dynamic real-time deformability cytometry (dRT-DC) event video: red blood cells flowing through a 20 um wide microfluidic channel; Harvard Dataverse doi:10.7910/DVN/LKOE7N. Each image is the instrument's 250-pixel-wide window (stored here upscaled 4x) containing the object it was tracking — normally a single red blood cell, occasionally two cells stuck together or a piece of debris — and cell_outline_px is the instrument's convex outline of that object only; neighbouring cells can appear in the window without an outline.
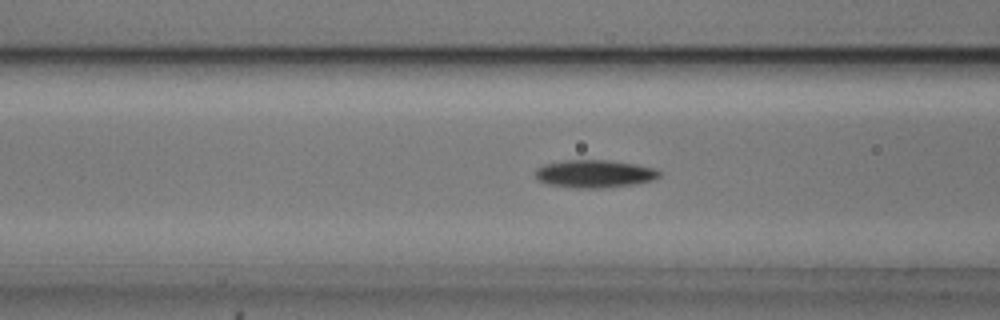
{"species": "common noctule bat (a hibernating species)", "species_latin": "Nyctalus noctula", "temperature_condition": "cold", "stored_images_in_passage": 55, "camera_frame_rate_fps": 3000, "um_per_image_px": 0.085, "animal": {"sex": "male", "body_mass_g": 20.5, "forearm_length_mm": 52.5}, "frame": {"image": 1, "passage_image": 21, "time_ms": 6.667, "image_size_px": [1000, 320], "cell_outline_px": [[660, 176], [652, 180], [604, 188], [576, 188], [548, 184], [540, 180], [536, 176], [536, 168], [544, 164], [564, 160], [608, 160], [636, 164], [656, 168], [660, 172]], "centroid_in_image_um": [50.53, 14.76], "position_along_channel_um": 116.1, "area_um2": 19.88}}
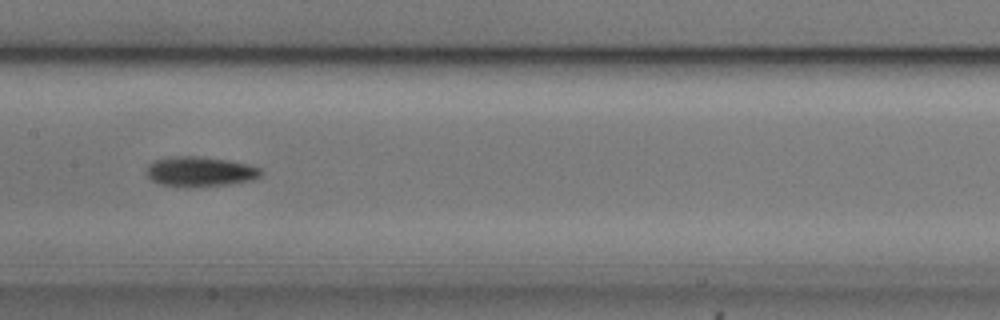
{"frame": {"image": 2, "passage_image": 27, "time_ms": 8.667, "image_size_px": [1000, 320], "cell_outline_px": [[264, 172], [260, 176], [252, 180], [228, 184], [200, 188], [184, 188], [160, 184], [152, 180], [144, 172], [148, 164], [152, 160], [168, 156], [200, 156], [228, 160], [248, 164], [260, 168]], "centroid_in_image_um": [16.96, 14.59], "position_along_channel_um": 190.4, "area_um2": 20.63}}
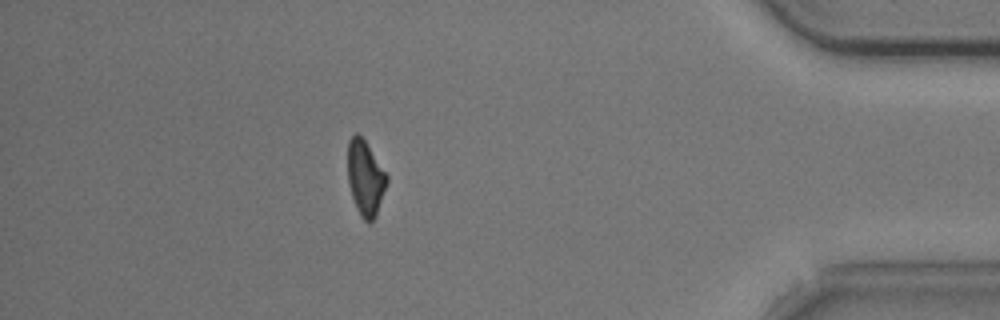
{"frame": {"image": 3, "passage_image": 48, "time_ms": 15.667, "image_size_px": [1000, 320], "cell_outline_px": [[388, 180], [376, 216], [368, 224], [360, 216], [356, 208], [348, 184], [348, 140], [356, 132], [364, 140], [388, 176]], "centroid_in_image_um": [31.04, 15.16], "position_along_channel_um": 404.2, "area_um2": 16.94}, "authors_computed_cell_mechanics": {"area_um2": 18.5538, "velocity_mm_per_s": 3.6935, "shape_relaxation_time_tau1_ms": 3.1717, "shape_relaxation_time_tau2_ms": null, "deformation_change_tau1": 0.1138, "deformation_change_tau2": null}}